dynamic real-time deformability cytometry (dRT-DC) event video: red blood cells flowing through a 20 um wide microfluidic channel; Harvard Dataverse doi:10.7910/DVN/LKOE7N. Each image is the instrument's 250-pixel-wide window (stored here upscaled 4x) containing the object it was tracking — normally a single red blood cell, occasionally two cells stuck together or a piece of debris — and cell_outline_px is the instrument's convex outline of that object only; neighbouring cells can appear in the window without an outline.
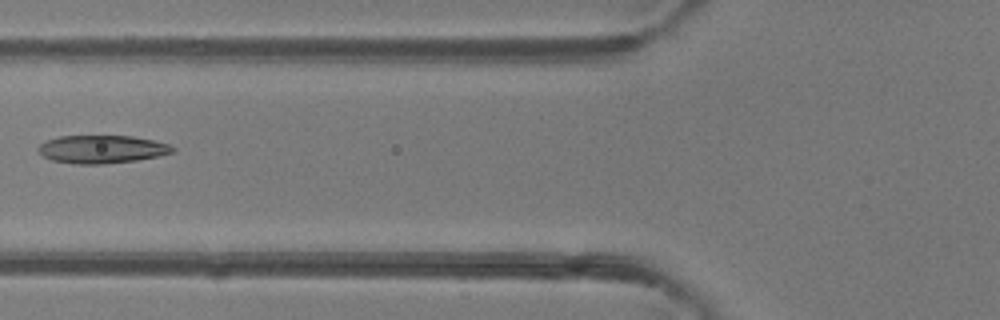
{"species": "common noctule bat (a hibernating species)", "species_latin": "Nyctalus noctula", "temperature_condition": "room temperature", "stored_images_in_passage": 6, "camera_frame_rate_fps": 3000, "um_per_image_px": 0.085, "animal": {"sex": "female"}, "frame": {"image": 1, "passage_image": 6, "time_ms": 6.0, "image_size_px": [1000, 320], "cell_outline_px": [[176, 152], [160, 156], [136, 160], [104, 164], [76, 164], [52, 160], [44, 156], [36, 148], [44, 140], [60, 136], [132, 136], [152, 140], [168, 144], [176, 148]], "centroid_in_image_um": [8.67, 12.68], "position_along_channel_um": 117.1, "area_um2": 22.02}}